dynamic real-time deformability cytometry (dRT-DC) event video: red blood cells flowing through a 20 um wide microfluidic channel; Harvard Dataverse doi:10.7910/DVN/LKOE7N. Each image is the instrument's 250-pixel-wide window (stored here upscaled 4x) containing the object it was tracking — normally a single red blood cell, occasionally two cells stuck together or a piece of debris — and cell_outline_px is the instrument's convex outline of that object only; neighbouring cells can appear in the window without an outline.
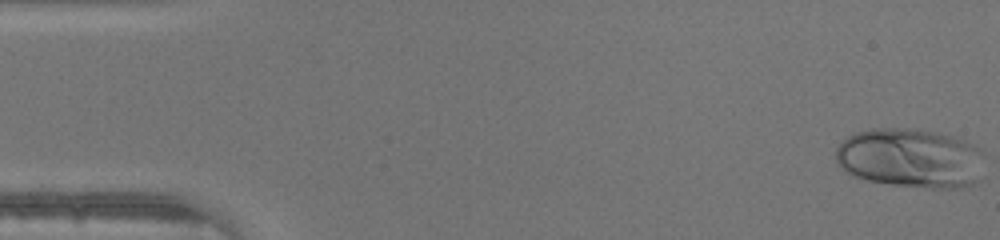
{"species": "human", "species_latin": "Homo sapiens", "temperature_condition": "warm", "stored_images_in_passage": 45, "camera_frame_rate_fps": 3000, "um_per_image_px": 0.085, "donor": {"sex": "male"}, "frame": {"image": 1, "passage_image": 1, "time_ms": 0.0, "image_size_px": [1000, 240], "cell_outline_px": [[984, 152], [972, 184], [960, 188], [932, 188], [892, 184], [868, 180], [856, 176], [848, 172], [836, 160], [836, 148], [848, 136], [856, 132], [872, 128], [900, 128], [932, 132], [952, 136], [972, 144], [980, 148]], "centroid_in_image_um": [77.35, 13.43], "position_along_channel_um": 7.7, "area_um2": 50.52}}
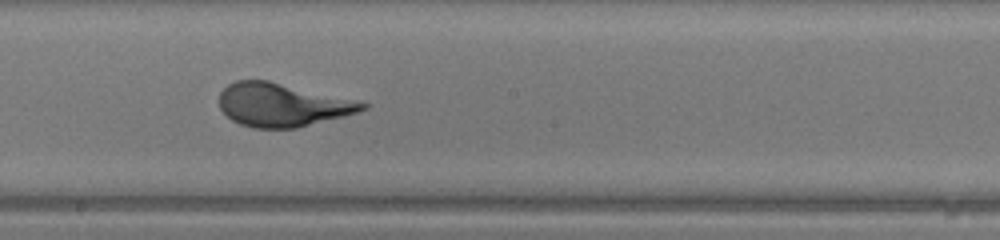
{"frame": {"image": 2, "passage_image": 25, "time_ms": 8.0, "image_size_px": [1000, 240], "cell_outline_px": [[368, 108], [344, 116], [296, 128], [252, 128], [240, 124], [232, 120], [220, 108], [220, 92], [228, 84], [236, 80], [268, 80], [356, 100], [368, 104]], "centroid_in_image_um": [23.97, 8.91], "position_along_channel_um": 224.2, "area_um2": 35.89}}
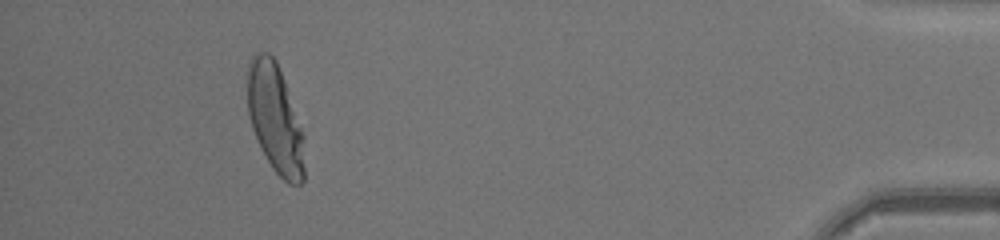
{"frame": {"image": 3, "passage_image": 42, "time_ms": 13.667, "image_size_px": [1000, 240], "cell_outline_px": [[304, 180], [300, 184], [288, 184], [272, 168], [260, 148], [252, 128], [248, 116], [248, 60], [252, 56], [260, 52], [268, 52], [276, 60], [284, 80], [304, 136]], "centroid_in_image_um": [23.38, 10.09], "position_along_channel_um": 411.8, "area_um2": 36.07}}